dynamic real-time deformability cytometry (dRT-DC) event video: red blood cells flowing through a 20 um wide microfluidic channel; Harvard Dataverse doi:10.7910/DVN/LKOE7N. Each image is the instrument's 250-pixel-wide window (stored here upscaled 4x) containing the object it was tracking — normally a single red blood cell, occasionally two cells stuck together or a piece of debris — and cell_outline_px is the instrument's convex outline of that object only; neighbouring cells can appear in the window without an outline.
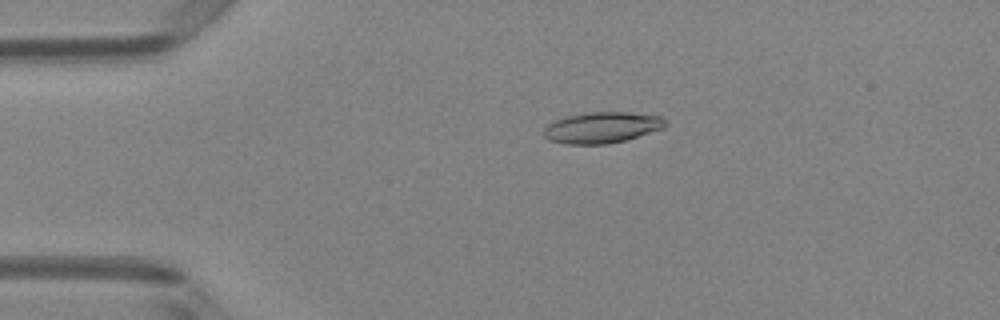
{"species": "Egyptian fruit bat (a non-hibernating species)", "species_latin": "Rousettus aegyptiacus", "temperature_condition": "room temperature", "stored_images_in_passage": 5, "camera_frame_rate_fps": 3000, "um_per_image_px": 0.085, "animal": {"sex": "female"}, "frame": {"image": 1, "passage_image": 4, "time_ms": 1.0, "image_size_px": [1000, 320], "cell_outline_px": [[668, 124], [664, 128], [624, 140], [608, 144], [564, 144], [552, 140], [544, 136], [544, 128], [548, 124], [556, 120], [568, 116], [588, 112], [628, 112], [660, 116]], "centroid_in_image_um": [51.18, 10.84], "position_along_channel_um": 33.8, "area_um2": 21.79}}